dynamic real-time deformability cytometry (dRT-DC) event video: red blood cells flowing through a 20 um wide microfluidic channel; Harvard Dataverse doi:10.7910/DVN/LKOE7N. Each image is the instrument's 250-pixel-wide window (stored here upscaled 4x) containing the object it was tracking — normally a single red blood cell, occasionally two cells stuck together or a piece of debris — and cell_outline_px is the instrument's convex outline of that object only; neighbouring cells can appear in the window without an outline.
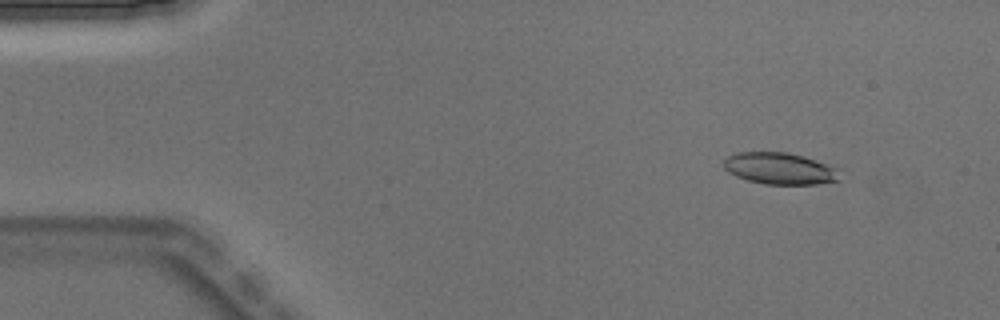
{"species": "Egyptian fruit bat (a non-hibernating species)", "species_latin": "Rousettus aegyptiacus", "temperature_condition": "warm", "stored_images_in_passage": 4, "camera_frame_rate_fps": 3000, "um_per_image_px": 0.085, "animal": {"sex": "male"}, "frame": {"image": 1, "passage_image": 2, "time_ms": 0.333, "image_size_px": [1000, 320], "cell_outline_px": [[840, 180], [816, 184], [764, 184], [748, 180], [736, 176], [728, 172], [724, 168], [724, 160], [728, 156], [736, 152], [788, 152], [840, 168]], "centroid_in_image_um": [66.29, 14.32], "position_along_channel_um": 18.7, "area_um2": 21.44}}